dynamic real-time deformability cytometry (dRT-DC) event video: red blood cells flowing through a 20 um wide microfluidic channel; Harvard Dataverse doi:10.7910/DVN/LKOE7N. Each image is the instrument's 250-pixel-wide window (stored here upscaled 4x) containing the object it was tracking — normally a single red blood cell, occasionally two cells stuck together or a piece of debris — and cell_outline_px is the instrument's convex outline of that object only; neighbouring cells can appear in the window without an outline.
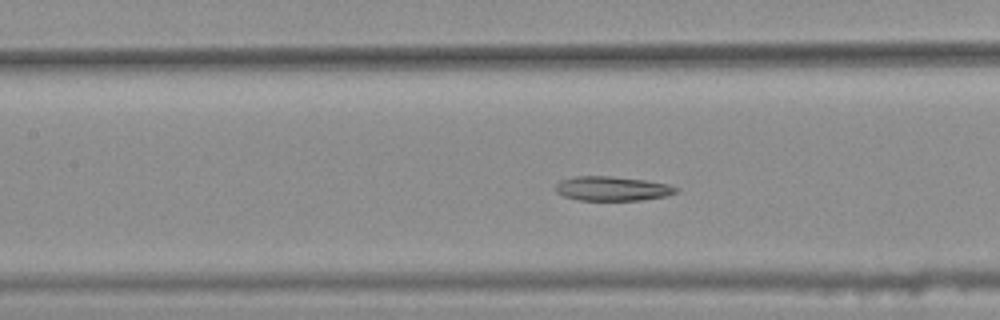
{"species": "common noctule bat (a hibernating species)", "species_latin": "Nyctalus noctula", "temperature_condition": "warm", "stored_images_in_passage": 32, "camera_frame_rate_fps": 3000, "um_per_image_px": 0.085, "animal": {"sex": "female", "body_mass_g": 25.1}, "frame": {"image": 1, "passage_image": 10, "time_ms": 3.0, "image_size_px": [1000, 320], "cell_outline_px": [[680, 192], [668, 196], [640, 200], [580, 200], [564, 196], [556, 192], [556, 184], [560, 180], [572, 176], [612, 176], [644, 180], [668, 184], [680, 188]], "centroid_in_image_um": [52.08, 16.02], "position_along_channel_um": 155.3, "area_um2": 17.28}}
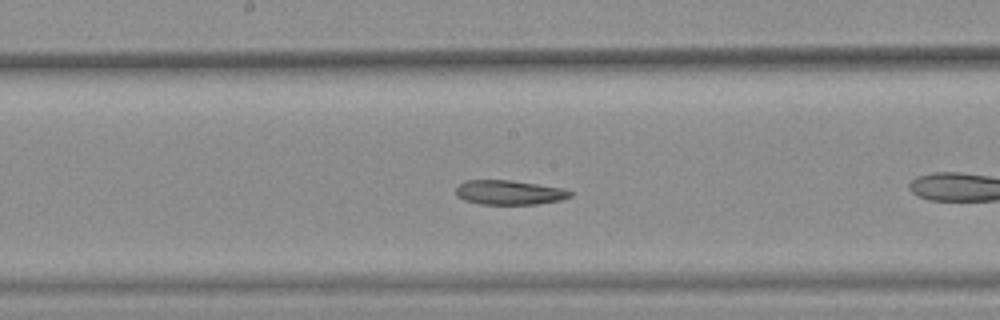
{"frame": {"image": 2, "passage_image": 14, "time_ms": 4.333, "image_size_px": [1000, 320], "cell_outline_px": [[572, 196], [560, 200], [536, 204], [480, 204], [464, 200], [456, 196], [456, 188], [464, 180], [512, 180], [564, 188], [572, 192]], "centroid_in_image_um": [43.28, 16.35], "position_along_channel_um": 204.9, "area_um2": 16.36}, "authors_computed_cell_mechanics": {"area_um2": 17.3978, "velocity_mm_per_s": 3.7305, "shape_relaxation_time_tau1_ms": null, "shape_relaxation_time_tau2_ms": 6.8402, "deformation_change_tau1": null, "deformation_change_tau2": 0.1227}}